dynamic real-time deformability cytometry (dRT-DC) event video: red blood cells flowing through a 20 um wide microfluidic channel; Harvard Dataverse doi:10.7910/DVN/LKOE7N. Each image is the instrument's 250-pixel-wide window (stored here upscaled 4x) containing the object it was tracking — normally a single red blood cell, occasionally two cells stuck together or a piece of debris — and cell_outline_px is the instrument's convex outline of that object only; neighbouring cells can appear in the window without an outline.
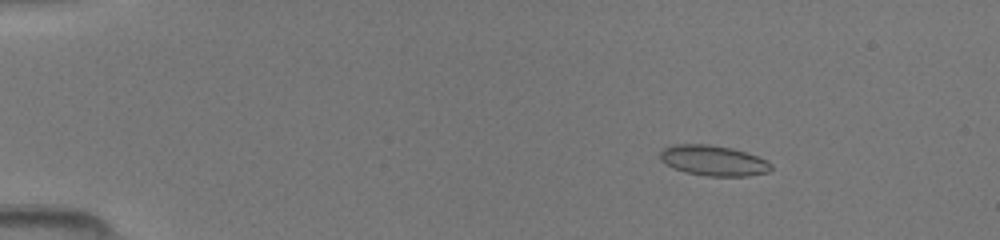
{"species": "common noctule bat (a hibernating species)", "species_latin": "Nyctalus noctula", "temperature_condition": "room temperature", "stored_images_in_passage": 50, "camera_frame_rate_fps": 3000, "um_per_image_px": 0.085, "animal": {"sex": "female", "body_mass_g": 19.5, "forearm_length_mm": 54.1}, "frame": {"image": 1, "passage_image": 8, "time_ms": 2.333, "image_size_px": [1000, 240], "cell_outline_px": [[772, 168], [768, 172], [748, 176], [708, 176], [684, 172], [672, 168], [660, 160], [660, 152], [664, 148], [676, 144], [708, 144], [732, 148], [768, 160], [772, 164]], "centroid_in_image_um": [60.63, 13.65], "position_along_channel_um": 24.4, "area_um2": 19.71}}
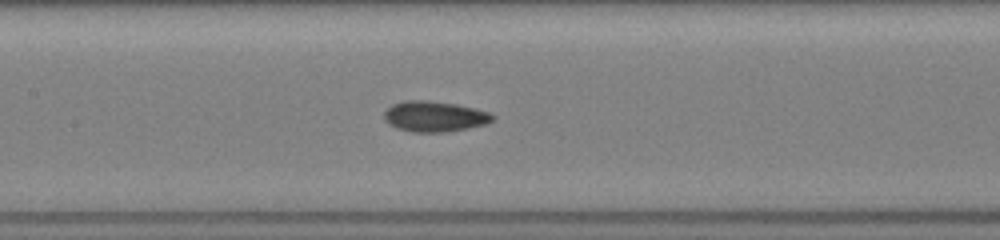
{"frame": {"image": 2, "passage_image": 25, "time_ms": 8.0, "image_size_px": [1000, 240], "cell_outline_px": [[496, 116], [488, 124], [448, 132], [412, 132], [396, 128], [388, 124], [384, 120], [384, 112], [392, 104], [404, 100], [428, 100], [456, 104], [488, 112]], "centroid_in_image_um": [36.91, 9.9], "position_along_channel_um": 170.5, "area_um2": 19.48}}
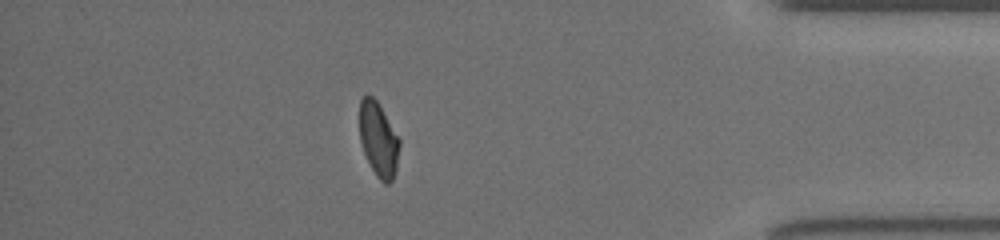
{"frame": {"image": 3, "passage_image": 44, "time_ms": 14.333, "image_size_px": [1000, 240], "cell_outline_px": [[400, 144], [396, 172], [392, 180], [388, 184], [384, 184], [376, 176], [364, 152], [360, 140], [360, 100], [368, 92], [376, 100], [400, 140]], "centroid_in_image_um": [32.17, 11.87], "position_along_channel_um": 403.0, "area_um2": 17.17}}